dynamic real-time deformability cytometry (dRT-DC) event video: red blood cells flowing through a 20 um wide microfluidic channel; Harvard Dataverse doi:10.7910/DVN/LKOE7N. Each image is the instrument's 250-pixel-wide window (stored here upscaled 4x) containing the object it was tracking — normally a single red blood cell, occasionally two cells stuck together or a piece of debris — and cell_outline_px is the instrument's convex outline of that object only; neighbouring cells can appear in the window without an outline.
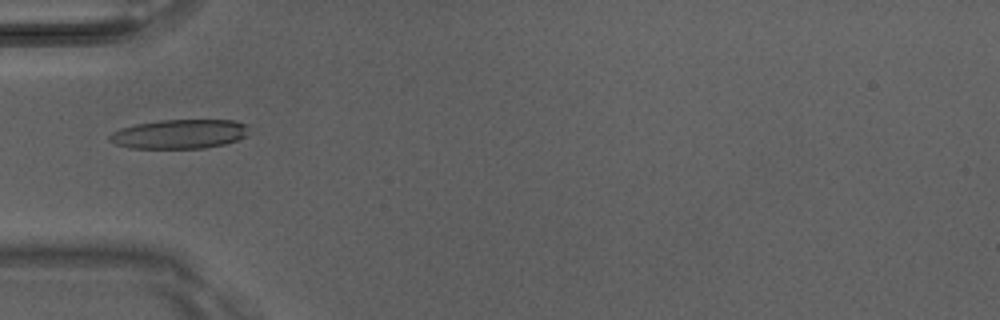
{"species": "Egyptian fruit bat (a non-hibernating species)", "species_latin": "Rousettus aegyptiacus", "temperature_condition": "room temperature", "stored_images_in_passage": 6, "camera_frame_rate_fps": 3000, "um_per_image_px": 0.085, "animal": {"sex": "male"}, "frame": {"image": 1, "passage_image": 6, "time_ms": 1.667, "image_size_px": [1000, 320], "cell_outline_px": [[244, 136], [236, 140], [224, 144], [204, 148], [132, 148], [116, 144], [108, 140], [108, 136], [112, 132], [120, 128], [136, 124], [160, 120], [236, 120], [244, 124]], "centroid_in_image_um": [15.17, 11.39], "position_along_channel_um": 69.8, "area_um2": 23.41}}